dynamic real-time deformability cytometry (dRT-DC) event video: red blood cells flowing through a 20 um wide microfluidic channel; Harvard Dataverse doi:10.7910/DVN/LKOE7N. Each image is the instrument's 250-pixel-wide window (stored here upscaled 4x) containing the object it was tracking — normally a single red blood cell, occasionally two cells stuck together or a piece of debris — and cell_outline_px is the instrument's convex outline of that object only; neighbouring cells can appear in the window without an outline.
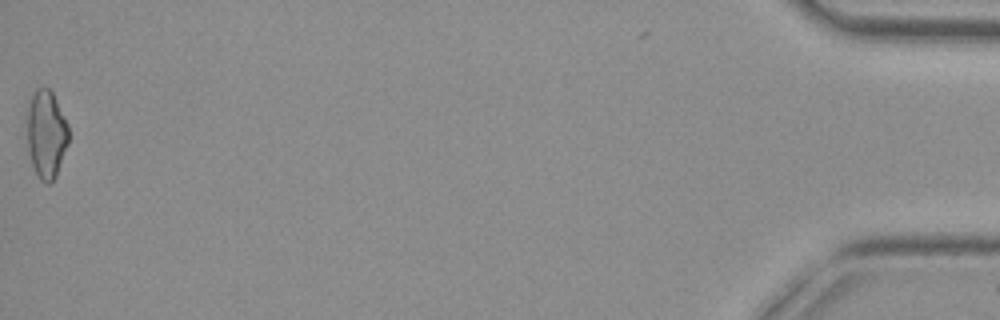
{"species": "common noctule bat (a hibernating species)", "species_latin": "Nyctalus noctula", "temperature_condition": "cold", "stored_images_in_passage": 40, "camera_frame_rate_fps": 3000, "um_per_image_px": 0.085, "animal": {"sex": "female", "body_mass_g": 29.2, "forearm_length_mm": 56.3}, "frame": {"image": 1, "passage_image": 39, "time_ms": 12.667, "image_size_px": [1000, 320], "cell_outline_px": [[68, 144], [56, 176], [48, 184], [44, 184], [36, 176], [32, 164], [28, 148], [28, 108], [32, 96], [36, 88], [48, 88], [52, 92], [68, 124]], "centroid_in_image_um": [3.94, 11.45], "position_along_channel_um": 431.3, "area_um2": 21.1}, "authors_computed_cell_mechanics": {"area_um2": 21.3571, "velocity_mm_per_s": 3.8062, "shape_relaxation_time_tau1_ms": null, "shape_relaxation_time_tau2_ms": 3.7139, "deformation_change_tau1": null, "deformation_change_tau2": 0.112}}